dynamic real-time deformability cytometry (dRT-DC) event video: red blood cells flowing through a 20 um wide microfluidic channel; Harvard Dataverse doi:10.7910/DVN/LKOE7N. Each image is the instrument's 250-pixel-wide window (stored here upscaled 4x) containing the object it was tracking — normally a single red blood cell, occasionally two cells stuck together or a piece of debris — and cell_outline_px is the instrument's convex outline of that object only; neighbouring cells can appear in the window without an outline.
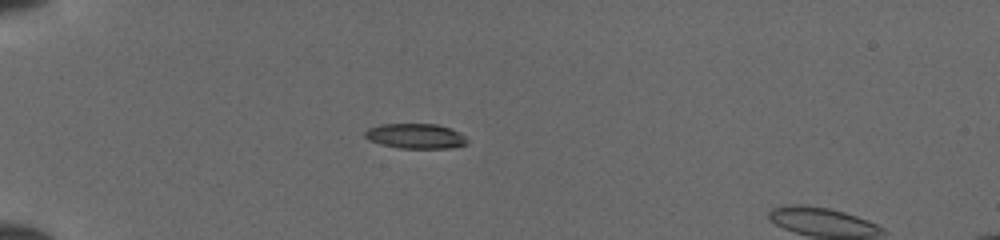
{"species": "common noctule bat (a hibernating species)", "species_latin": "Nyctalus noctula", "temperature_condition": "cold", "stored_images_in_passage": 37, "camera_frame_rate_fps": 3000, "um_per_image_px": 0.085, "animal": {"sex": "female", "body_mass_g": 19.5, "forearm_length_mm": 54.1}, "frame": {"image": 1, "passage_image": 7, "time_ms": 2.0, "image_size_px": [1000, 240], "cell_outline_px": [[468, 144], [452, 148], [400, 148], [380, 144], [368, 140], [364, 136], [364, 132], [368, 128], [380, 124], [436, 124], [452, 128], [460, 132], [468, 140]], "centroid_in_image_um": [35.34, 11.56], "position_along_channel_um": 49.7, "area_um2": 15.09}}
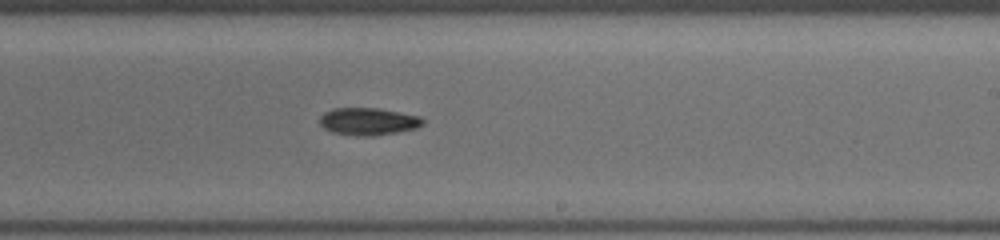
{"frame": {"image": 2, "passage_image": 24, "time_ms": 7.667, "image_size_px": [1000, 240], "cell_outline_px": [[424, 124], [416, 128], [396, 132], [372, 136], [356, 136], [332, 132], [324, 128], [320, 124], [320, 116], [324, 112], [332, 108], [376, 108], [420, 116], [424, 120]], "centroid_in_image_um": [31.28, 10.32], "position_along_channel_um": 257.7, "area_um2": 16.42}}
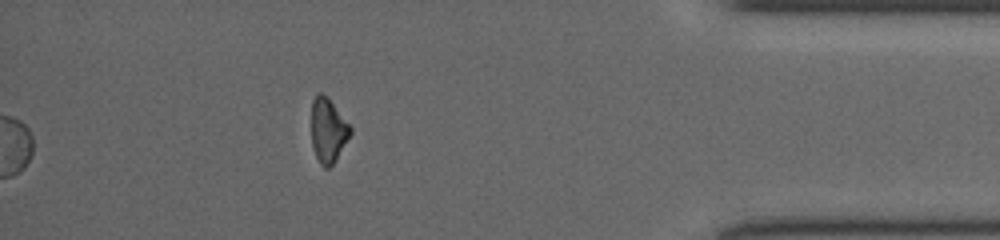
{"frame": {"image": 3, "passage_image": 37, "time_ms": 12.0, "image_size_px": [1000, 240], "cell_outline_px": [[352, 132], [336, 160], [328, 168], [324, 168], [320, 164], [316, 156], [312, 144], [312, 100], [316, 92], [320, 92], [328, 96], [352, 128]], "centroid_in_image_um": [27.89, 11.05], "position_along_channel_um": 407.3, "area_um2": 14.68}}